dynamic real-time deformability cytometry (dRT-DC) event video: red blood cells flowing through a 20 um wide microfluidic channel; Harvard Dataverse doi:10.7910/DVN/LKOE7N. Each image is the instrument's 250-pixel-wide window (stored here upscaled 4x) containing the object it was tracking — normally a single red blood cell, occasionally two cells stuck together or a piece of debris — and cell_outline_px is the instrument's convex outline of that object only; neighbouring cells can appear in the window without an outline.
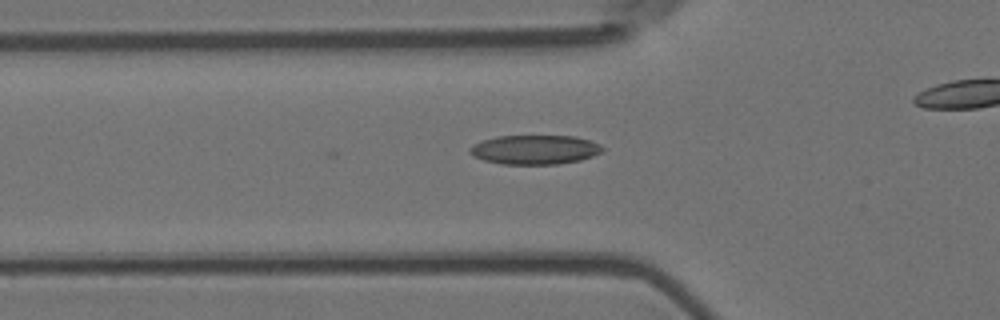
{"species": "Egyptian fruit bat (a non-hibernating species)", "species_latin": "Rousettus aegyptiacus", "temperature_condition": "room temperature", "stored_images_in_passage": 31, "camera_frame_rate_fps": 3000, "um_per_image_px": 0.085, "animal": {"sex": "female"}, "frame": {"image": 1, "passage_image": 5, "time_ms": 1.333, "image_size_px": [1000, 320], "cell_outline_px": [[604, 148], [600, 152], [592, 156], [580, 160], [556, 164], [500, 164], [484, 160], [472, 156], [468, 152], [468, 148], [480, 140], [496, 136], [576, 136], [600, 144]], "centroid_in_image_um": [45.4, 12.72], "position_along_channel_um": 80.4, "area_um2": 22.72}}
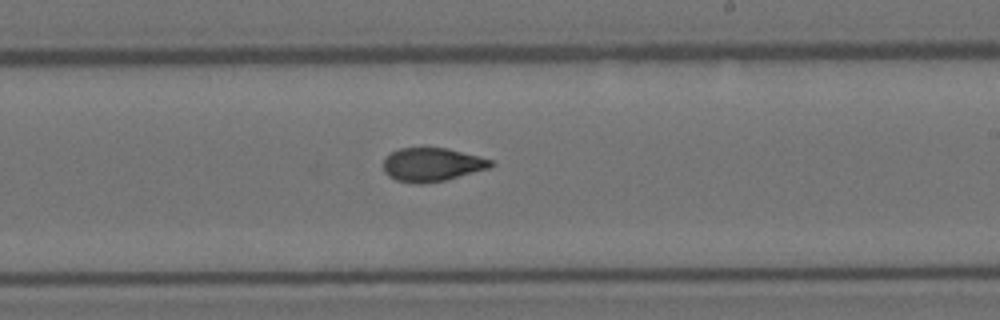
{"frame": {"image": 2, "passage_image": 19, "time_ms": 6.0, "image_size_px": [1000, 320], "cell_outline_px": [[496, 164], [488, 168], [444, 180], [420, 184], [416, 184], [396, 180], [388, 176], [384, 172], [384, 160], [392, 152], [400, 148], [448, 148], [480, 156], [492, 160]], "centroid_in_image_um": [36.72, 13.99], "position_along_channel_um": 252.3, "area_um2": 20.87}}
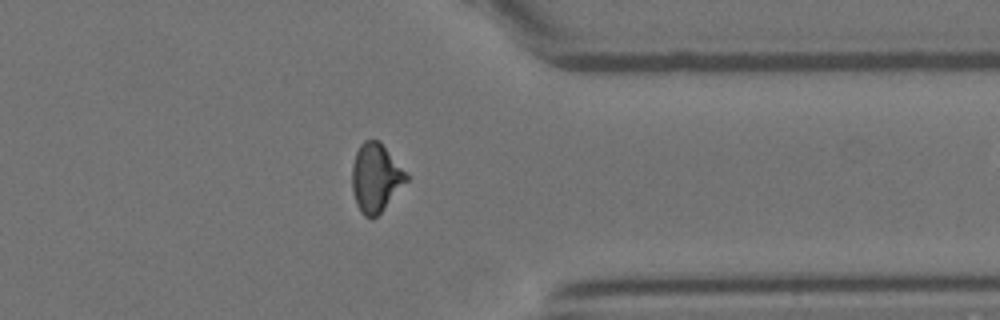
{"frame": {"image": 3, "passage_image": 30, "time_ms": 9.667, "image_size_px": [1000, 320], "cell_outline_px": [[408, 180], [380, 212], [372, 220], [364, 216], [360, 212], [356, 204], [352, 188], [352, 168], [356, 152], [360, 144], [364, 140], [380, 140], [408, 176]], "centroid_in_image_um": [31.91, 15.11], "position_along_channel_um": 379.5, "area_um2": 21.44}}